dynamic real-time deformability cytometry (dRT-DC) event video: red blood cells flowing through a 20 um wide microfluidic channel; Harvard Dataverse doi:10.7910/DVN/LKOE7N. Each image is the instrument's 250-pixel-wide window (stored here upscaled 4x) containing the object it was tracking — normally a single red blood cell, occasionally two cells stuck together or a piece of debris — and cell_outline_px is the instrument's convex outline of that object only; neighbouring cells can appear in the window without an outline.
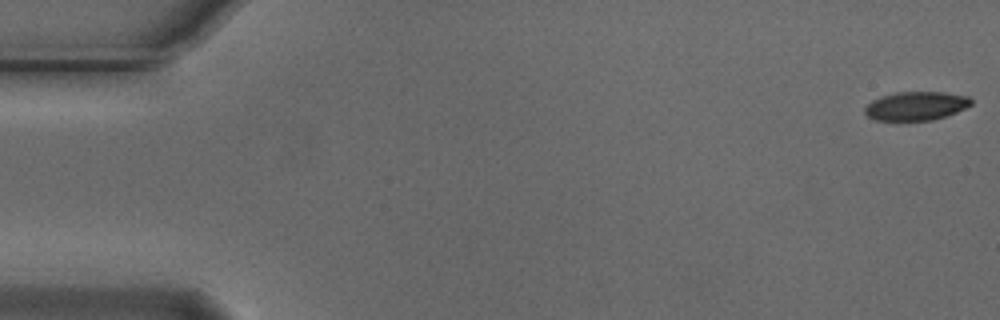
{"species": "Egyptian fruit bat (a non-hibernating species)", "species_latin": "Rousettus aegyptiacus", "temperature_condition": "cold", "stored_images_in_passage": 55, "camera_frame_rate_fps": 3000, "um_per_image_px": 0.085, "animal": {"sex": "male"}, "frame": {"image": 1, "passage_image": 1, "time_ms": 0.0, "image_size_px": [1000, 320], "cell_outline_px": [[972, 104], [956, 112], [932, 120], [876, 120], [868, 116], [864, 112], [864, 108], [872, 100], [880, 96], [896, 92], [944, 92], [968, 96], [972, 100]], "centroid_in_image_um": [77.85, 8.99], "position_along_channel_um": 7.2, "area_um2": 17.69}}
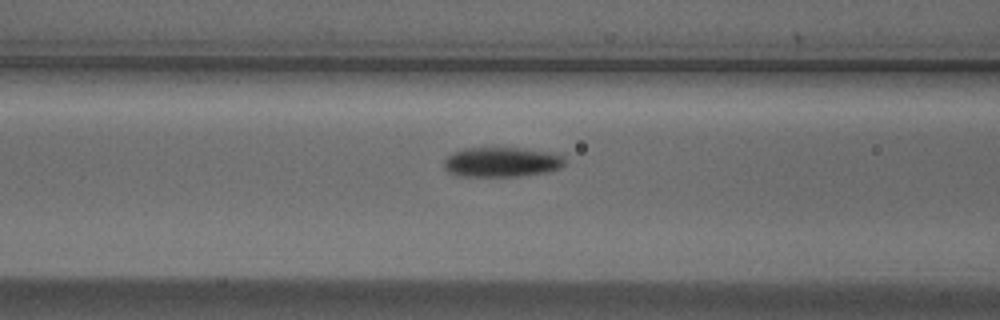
{"frame": {"image": 2, "passage_image": 22, "time_ms": 7.0, "image_size_px": [1000, 320], "cell_outline_px": [[564, 164], [560, 168], [548, 172], [520, 176], [464, 176], [448, 172], [444, 168], [444, 160], [452, 152], [464, 148], [520, 148], [556, 152], [564, 156]], "centroid_in_image_um": [42.67, 13.77], "position_along_channel_um": 123.9, "area_um2": 21.15}}
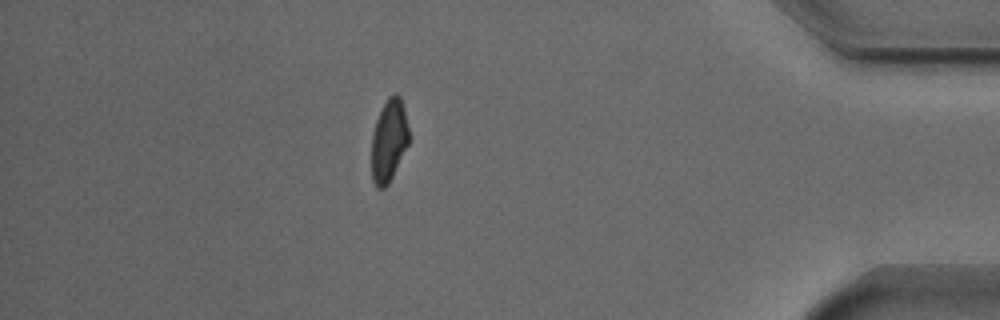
{"frame": {"image": 3, "passage_image": 48, "time_ms": 15.667, "image_size_px": [1000, 320], "cell_outline_px": [[408, 144], [388, 184], [384, 188], [376, 188], [372, 180], [372, 132], [376, 120], [388, 96], [396, 92], [400, 96], [404, 108], [408, 128]], "centroid_in_image_um": [33.04, 11.93], "position_along_channel_um": 402.2, "area_um2": 17.74}, "authors_computed_cell_mechanics": {"area_um2": 19.363, "velocity_mm_per_s": 3.7383, "shape_relaxation_time_tau1_ms": 2.2789, "shape_relaxation_time_tau2_ms": 7.1163, "deformation_change_tau1": 0.1297, "deformation_change_tau2": 0.13}}